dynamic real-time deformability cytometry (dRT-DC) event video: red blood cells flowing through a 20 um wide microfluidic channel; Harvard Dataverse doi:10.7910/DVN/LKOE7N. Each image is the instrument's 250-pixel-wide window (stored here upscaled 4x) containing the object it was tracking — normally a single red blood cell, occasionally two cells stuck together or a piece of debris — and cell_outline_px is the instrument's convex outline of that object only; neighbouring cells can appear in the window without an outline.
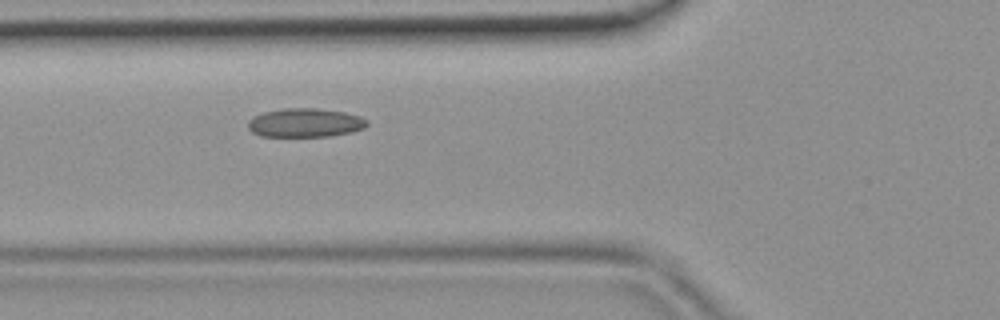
{"species": "common noctule bat (a hibernating species)", "species_latin": "Nyctalus noctula", "temperature_condition": "room temperature", "stored_images_in_passage": 43, "camera_frame_rate_fps": 3000, "um_per_image_px": 0.085, "animal": {"sex": "female", "body_mass_g": 19.9}, "frame": {"image": 1, "passage_image": 14, "time_ms": 4.333, "image_size_px": [1000, 320], "cell_outline_px": [[368, 124], [364, 128], [348, 132], [328, 136], [260, 136], [252, 132], [248, 128], [248, 120], [252, 116], [264, 112], [284, 108], [316, 108], [344, 112], [360, 116], [368, 120]], "centroid_in_image_um": [25.9, 10.42], "position_along_channel_um": 99.9, "area_um2": 19.94}}
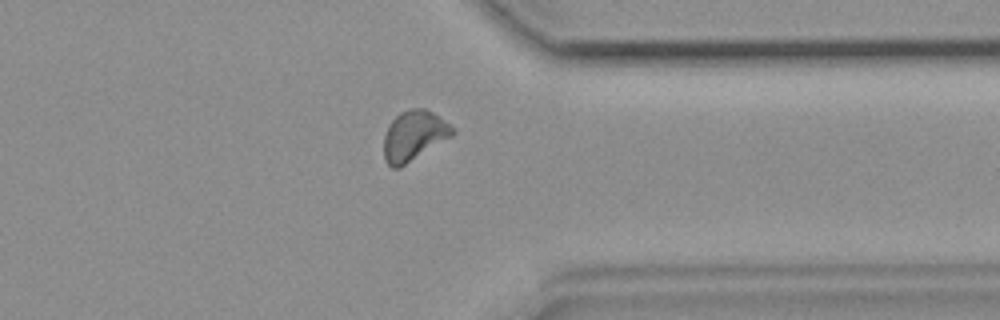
{"frame": {"image": 2, "passage_image": 33, "time_ms": 10.667, "image_size_px": [1000, 320], "cell_outline_px": [[456, 132], [452, 136], [400, 168], [392, 168], [384, 160], [384, 136], [388, 124], [400, 112], [412, 108], [424, 108], [432, 112], [456, 128]], "centroid_in_image_um": [35.18, 11.54], "position_along_channel_um": 376.2, "area_um2": 20.11}}
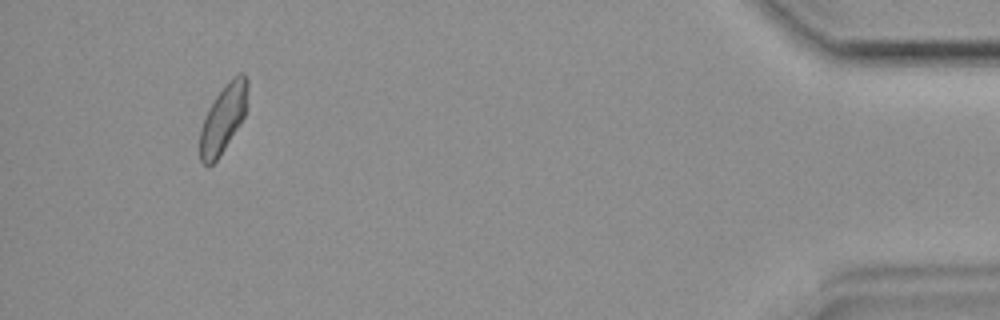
{"frame": {"image": 3, "passage_image": 40, "time_ms": 13.0, "image_size_px": [1000, 320], "cell_outline_px": [[248, 88], [244, 116], [240, 124], [220, 156], [212, 164], [204, 164], [200, 160], [200, 128], [216, 96], [224, 84], [240, 72], [244, 72], [248, 80]], "centroid_in_image_um": [18.99, 10.06], "position_along_channel_um": 416.2, "area_um2": 18.61}}